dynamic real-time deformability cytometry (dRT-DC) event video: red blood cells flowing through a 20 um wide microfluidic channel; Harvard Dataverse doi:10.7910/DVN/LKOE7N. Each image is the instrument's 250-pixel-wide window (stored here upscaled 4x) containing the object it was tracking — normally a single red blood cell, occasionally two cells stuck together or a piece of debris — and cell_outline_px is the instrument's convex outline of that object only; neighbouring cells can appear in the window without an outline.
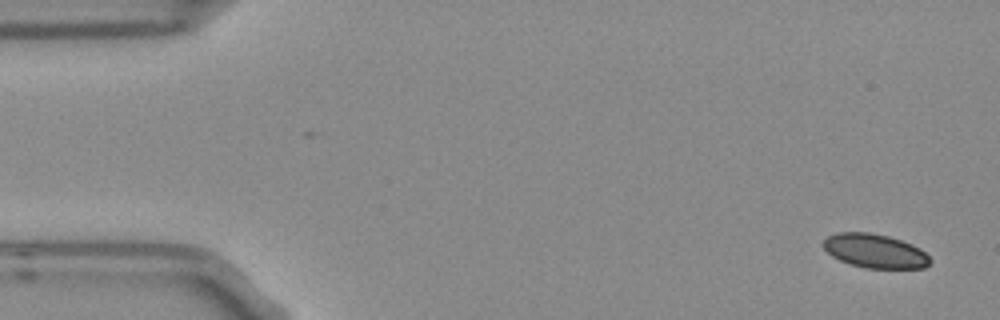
{"species": "Egyptian fruit bat (a non-hibernating species)", "species_latin": "Rousettus aegyptiacus", "temperature_condition": "room temperature", "stored_images_in_passage": 7, "camera_frame_rate_fps": 3000, "um_per_image_px": 0.085, "frame": {"image": 1, "passage_image": 1, "time_ms": 0.0, "image_size_px": [1000, 320], "cell_outline_px": [[932, 260], [924, 268], [864, 268], [848, 264], [832, 256], [824, 248], [824, 240], [828, 236], [836, 232], [868, 232], [888, 236], [912, 244], [920, 248]], "centroid_in_image_um": [74.36, 21.33], "position_along_channel_um": 10.6, "area_um2": 21.1}}
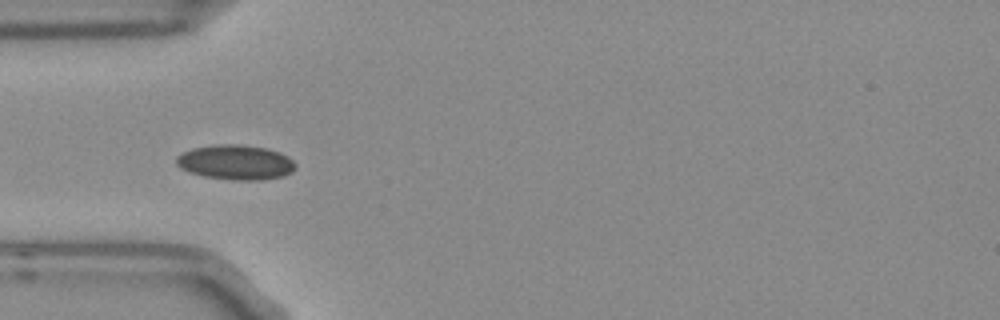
{"frame": {"image": 2, "passage_image": 5, "time_ms": 1.333, "image_size_px": [1000, 320], "cell_outline_px": [[296, 164], [292, 172], [284, 176], [264, 180], [232, 180], [204, 176], [188, 172], [180, 168], [176, 164], [176, 156], [192, 148], [216, 144], [236, 144], [264, 148], [280, 152], [288, 156]], "centroid_in_image_um": [20.02, 13.8], "position_along_channel_um": 65.0, "area_um2": 24.28}}
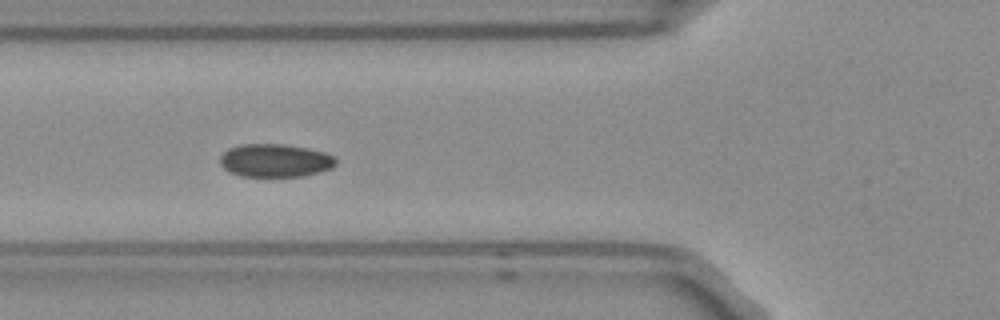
{"frame": {"image": 3, "passage_image": 6, "time_ms": 1.667, "image_size_px": [1000, 320], "cell_outline_px": [[336, 164], [332, 168], [320, 172], [304, 176], [240, 176], [228, 172], [220, 164], [220, 156], [228, 148], [240, 144], [280, 144], [308, 148], [324, 152], [332, 156], [336, 160]], "centroid_in_image_um": [23.36, 13.64], "position_along_channel_um": 102.4, "area_um2": 22.43}}